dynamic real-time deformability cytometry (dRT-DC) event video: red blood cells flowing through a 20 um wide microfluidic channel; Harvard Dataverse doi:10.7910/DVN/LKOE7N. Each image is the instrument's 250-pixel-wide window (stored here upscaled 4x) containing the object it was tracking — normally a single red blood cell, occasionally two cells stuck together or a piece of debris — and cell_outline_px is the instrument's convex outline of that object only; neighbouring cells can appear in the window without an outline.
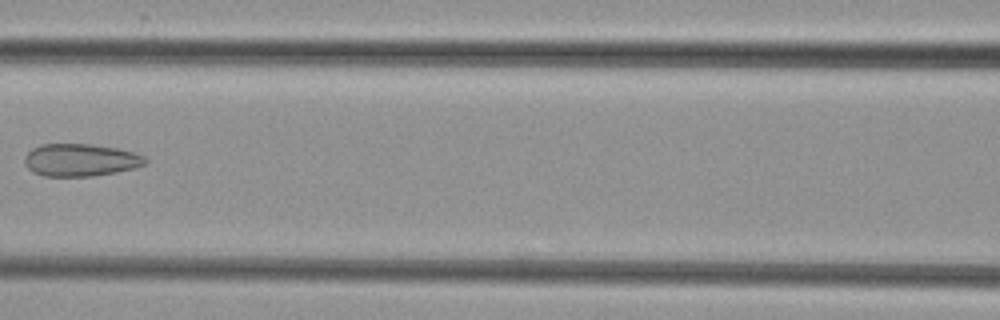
{"species": "common noctule bat (a hibernating species)", "species_latin": "Nyctalus noctula", "temperature_condition": "cold", "stored_images_in_passage": 6, "camera_frame_rate_fps": 3000, "um_per_image_px": 0.085, "animal": {"sex": "female", "body_mass_g": 29.2, "forearm_length_mm": 56.3}, "frame": {"image": 1, "passage_image": 6, "time_ms": 6.333, "image_size_px": [1000, 320], "cell_outline_px": [[148, 164], [116, 172], [92, 176], [44, 176], [32, 172], [24, 164], [24, 156], [32, 148], [40, 144], [92, 144], [120, 148], [144, 156], [148, 160]], "centroid_in_image_um": [6.83, 13.59], "position_along_channel_um": 159.8, "area_um2": 23.06}}